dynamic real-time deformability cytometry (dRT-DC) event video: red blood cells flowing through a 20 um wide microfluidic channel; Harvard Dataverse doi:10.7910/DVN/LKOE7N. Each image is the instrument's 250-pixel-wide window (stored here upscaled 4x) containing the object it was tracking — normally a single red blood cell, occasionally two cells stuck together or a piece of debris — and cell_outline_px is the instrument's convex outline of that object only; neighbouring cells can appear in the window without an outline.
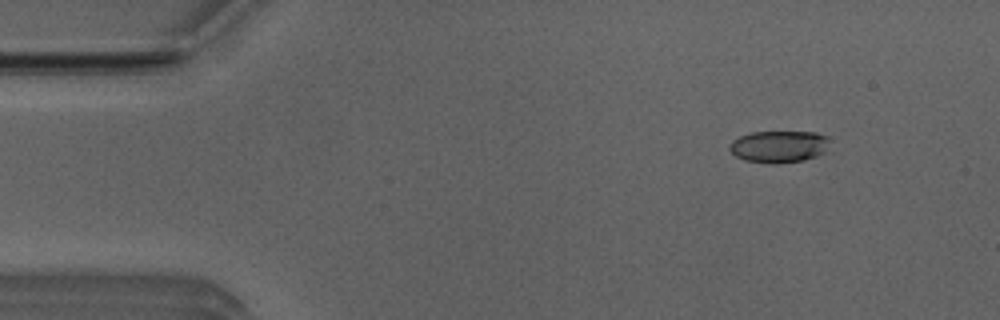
{"species": "Egyptian fruit bat (a non-hibernating species)", "species_latin": "Rousettus aegyptiacus", "temperature_condition": "room temperature", "stored_images_in_passage": 4, "camera_frame_rate_fps": 3000, "um_per_image_px": 0.085, "animal": {"sex": "male"}, "frame": {"image": 1, "passage_image": 2, "time_ms": 0.333, "image_size_px": [1000, 320], "cell_outline_px": [[828, 140], [824, 152], [816, 156], [804, 160], [776, 164], [772, 164], [744, 160], [736, 156], [728, 148], [732, 140], [740, 136], [752, 132], [816, 132], [828, 136]], "centroid_in_image_um": [66.18, 12.46], "position_along_channel_um": 18.8, "area_um2": 18.61}}